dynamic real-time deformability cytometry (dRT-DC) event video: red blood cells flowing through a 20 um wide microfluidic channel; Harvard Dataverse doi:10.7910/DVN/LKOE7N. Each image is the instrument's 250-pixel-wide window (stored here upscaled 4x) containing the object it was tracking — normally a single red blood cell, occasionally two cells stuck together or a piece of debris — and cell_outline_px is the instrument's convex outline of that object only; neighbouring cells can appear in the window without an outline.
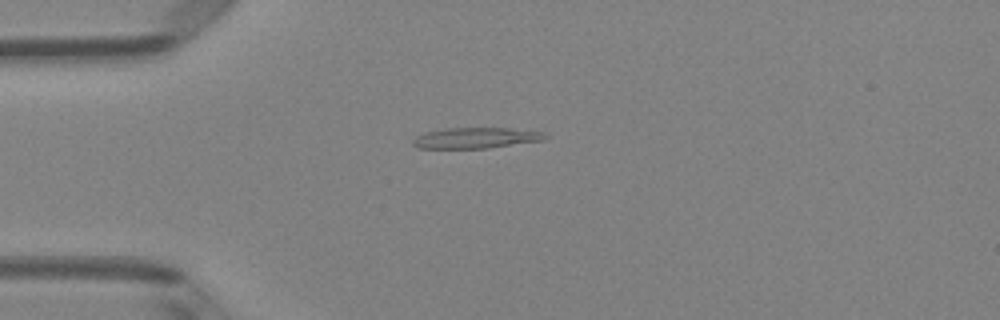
{"species": "Egyptian fruit bat (a non-hibernating species)", "species_latin": "Rousettus aegyptiacus", "temperature_condition": "room temperature", "stored_images_in_passage": 38, "camera_frame_rate_fps": 3000, "um_per_image_px": 0.085, "animal": {"sex": "female"}, "frame": {"image": 1, "passage_image": 1, "time_ms": 0.0, "image_size_px": [1000, 320], "cell_outline_px": [[548, 136], [544, 140], [488, 148], [416, 148], [412, 144], [412, 140], [416, 136], [424, 132], [448, 128], [508, 128], [544, 132]], "centroid_in_image_um": [40.43, 11.72], "position_along_channel_um": 44.6, "area_um2": 16.01}}
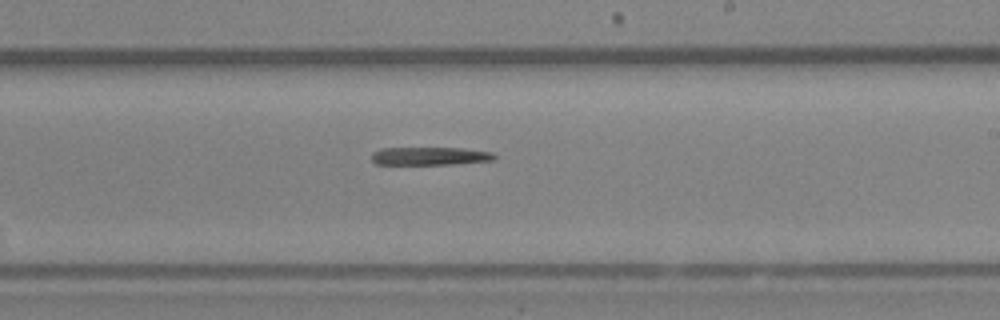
{"frame": {"image": 2, "passage_image": 18, "time_ms": 5.667, "image_size_px": [1000, 320], "cell_outline_px": [[496, 160], [452, 164], [376, 164], [372, 160], [372, 152], [380, 148], [464, 148], [492, 152], [496, 156]], "centroid_in_image_um": [36.56, 13.26], "position_along_channel_um": 252.4, "area_um2": 12.95}}
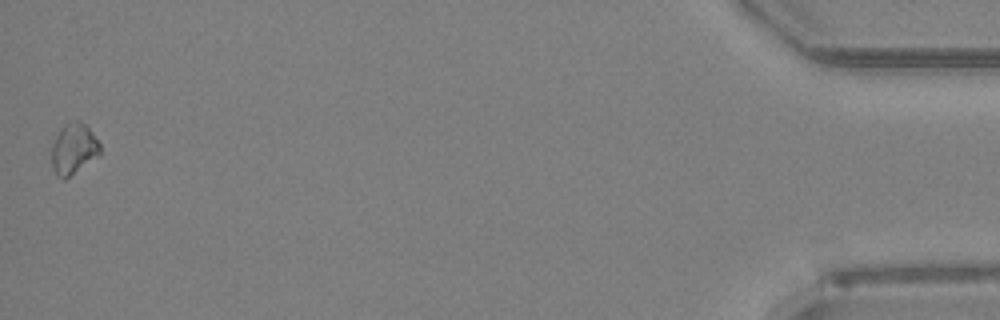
{"frame": {"image": 3, "passage_image": 38, "time_ms": 12.333, "image_size_px": [1000, 320], "cell_outline_px": [[100, 156], [64, 180], [60, 180], [56, 176], [52, 168], [52, 144], [60, 128], [64, 124], [76, 120], [80, 120], [92, 132], [100, 144]], "centroid_in_image_um": [6.25, 12.68], "position_along_channel_um": 428.9, "area_um2": 14.57}}